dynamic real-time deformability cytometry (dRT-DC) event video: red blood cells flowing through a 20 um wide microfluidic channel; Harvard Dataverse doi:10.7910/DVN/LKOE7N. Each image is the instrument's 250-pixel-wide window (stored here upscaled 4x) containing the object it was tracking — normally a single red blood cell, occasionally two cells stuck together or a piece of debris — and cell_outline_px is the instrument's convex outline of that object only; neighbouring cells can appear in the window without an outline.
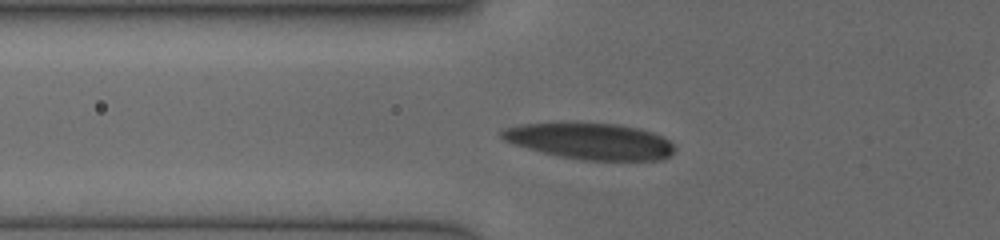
{"species": "human", "species_latin": "Homo sapiens", "temperature_condition": "cold", "stored_images_in_passage": 35, "segment_of_instrument_passage": [1, 2], "camera_frame_rate_fps": 3000, "um_per_image_px": 0.085, "donor": {"sex": "female"}, "frame": {"image": 1, "passage_image": 2, "time_ms": 0.333, "image_size_px": [1000, 240], "cell_outline_px": [[676, 148], [664, 160], [580, 160], [560, 156], [512, 144], [504, 140], [500, 136], [500, 132], [504, 128], [520, 124], [616, 124], [640, 128], [664, 136]], "centroid_in_image_um": [50.2, 12.01], "position_along_channel_um": 75.6, "area_um2": 36.13}}
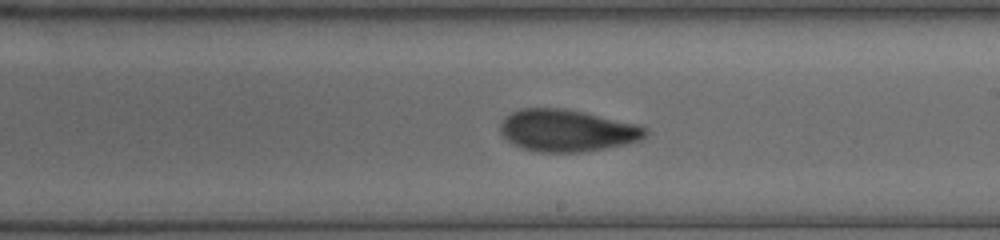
{"frame": {"image": 2, "passage_image": 14, "time_ms": 4.333, "image_size_px": [1000, 240], "cell_outline_px": [[648, 132], [640, 140], [624, 144], [588, 152], [540, 152], [524, 148], [512, 144], [500, 132], [500, 124], [512, 112], [524, 108], [564, 108], [584, 112], [636, 124], [648, 128]], "centroid_in_image_um": [48.21, 11.1], "position_along_channel_um": 240.8, "area_um2": 35.32}}
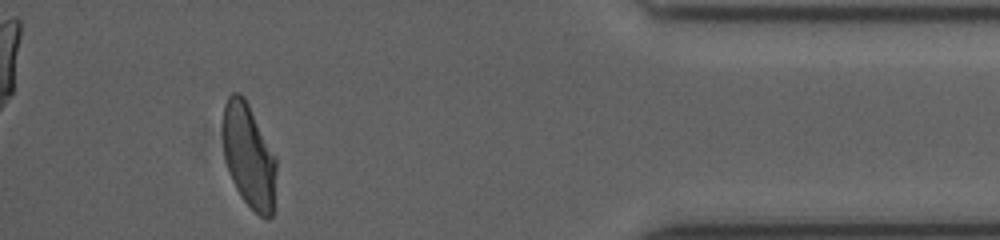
{"frame": {"image": 3, "passage_image": 30, "time_ms": 9.333, "image_size_px": [1000, 240], "cell_outline_px": [[276, 168], [272, 216], [268, 220], [260, 216], [240, 196], [232, 180], [224, 160], [224, 104], [228, 96], [232, 92], [240, 92], [244, 96], [276, 156]], "centroid_in_image_um": [21.16, 13.25], "position_along_channel_um": 414.0, "area_um2": 32.14}}